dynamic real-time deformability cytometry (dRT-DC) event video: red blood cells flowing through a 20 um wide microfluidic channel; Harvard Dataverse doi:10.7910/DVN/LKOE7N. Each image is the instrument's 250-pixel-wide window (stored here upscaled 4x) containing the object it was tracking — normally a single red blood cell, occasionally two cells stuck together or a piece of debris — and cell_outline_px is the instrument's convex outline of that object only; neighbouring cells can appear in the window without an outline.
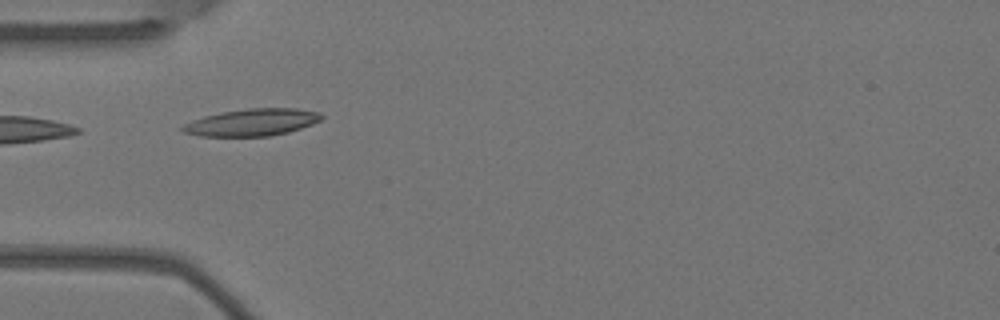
{"species": "Egyptian fruit bat (a non-hibernating species)", "species_latin": "Rousettus aegyptiacus", "temperature_condition": "warm", "stored_images_in_passage": 7, "camera_frame_rate_fps": 3000, "um_per_image_px": 0.085, "animal": {"sex": "female"}, "frame": {"image": 1, "passage_image": 3, "time_ms": 0.667, "image_size_px": [1000, 320], "cell_outline_px": [[324, 116], [320, 120], [312, 124], [288, 132], [268, 136], [200, 136], [184, 132], [180, 128], [184, 124], [192, 120], [204, 116], [220, 112], [248, 108], [296, 108], [320, 112]], "centroid_in_image_um": [21.42, 10.39], "position_along_channel_um": 63.6, "area_um2": 21.91}}
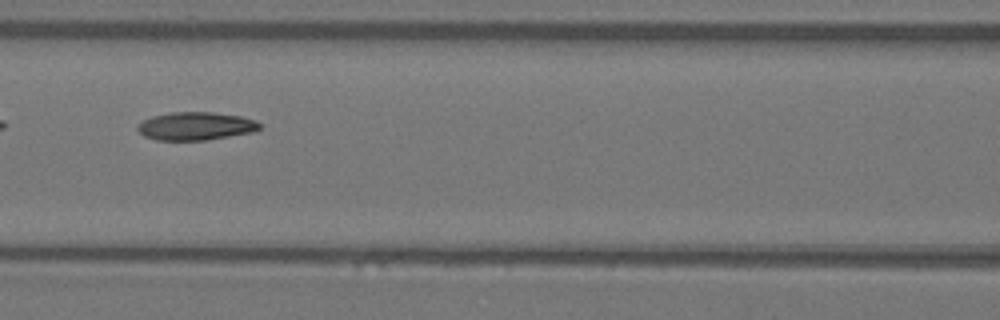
{"frame": {"image": 2, "passage_image": 5, "time_ms": 1.333, "image_size_px": [1000, 320], "cell_outline_px": [[260, 128], [252, 132], [204, 140], [156, 140], [144, 136], [136, 128], [144, 120], [152, 116], [172, 112], [212, 112], [240, 116], [256, 120], [260, 124]], "centroid_in_image_um": [16.63, 10.71], "position_along_channel_um": 150.0, "area_um2": 19.77}}
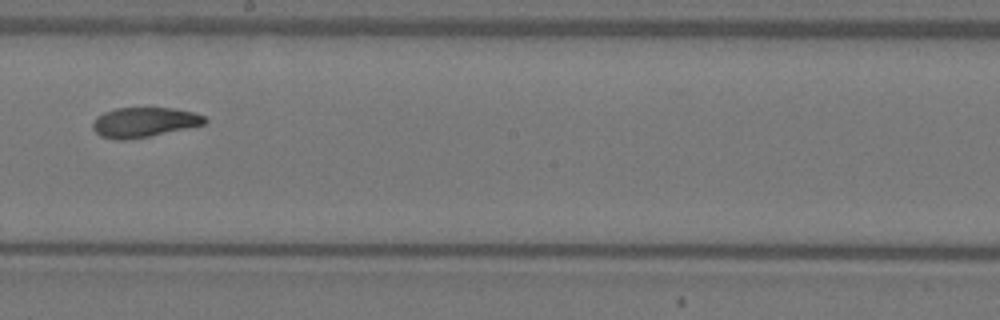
{"frame": {"image": 3, "passage_image": 7, "time_ms": 2.0, "image_size_px": [1000, 320], "cell_outline_px": [[208, 120], [204, 124], [148, 136], [128, 140], [116, 140], [100, 136], [92, 128], [92, 124], [96, 116], [104, 112], [116, 108], [172, 108], [192, 112], [204, 116]], "centroid_in_image_um": [12.19, 10.39], "position_along_channel_um": 236.0, "area_um2": 19.31}}